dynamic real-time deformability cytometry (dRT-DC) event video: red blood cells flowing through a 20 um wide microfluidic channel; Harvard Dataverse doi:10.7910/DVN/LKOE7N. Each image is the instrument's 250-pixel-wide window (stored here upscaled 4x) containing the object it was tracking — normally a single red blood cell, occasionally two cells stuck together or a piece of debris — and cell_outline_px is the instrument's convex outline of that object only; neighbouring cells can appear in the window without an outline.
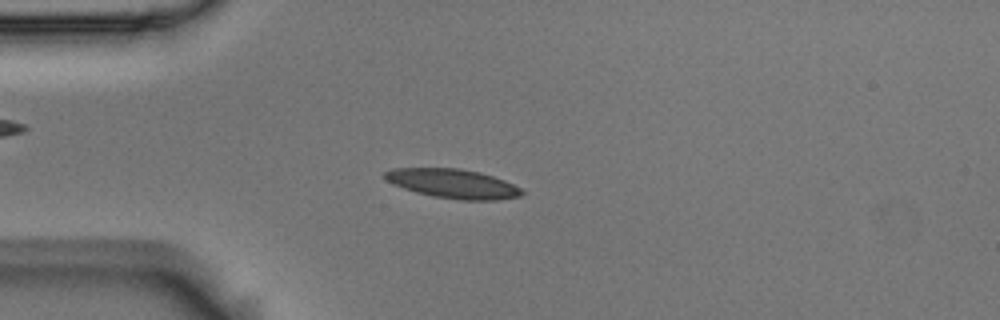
{"species": "Egyptian fruit bat (a non-hibernating species)", "species_latin": "Rousettus aegyptiacus", "temperature_condition": "room temperature", "stored_images_in_passage": 3, "camera_frame_rate_fps": 3000, "um_per_image_px": 0.085, "animal": {"sex": "male"}, "frame": {"image": 1, "passage_image": 3, "time_ms": 0.667, "image_size_px": [1000, 320], "cell_outline_px": [[524, 192], [520, 196], [496, 200], [460, 200], [432, 196], [416, 192], [392, 184], [384, 180], [384, 172], [392, 168], [460, 168], [480, 172], [504, 180], [520, 188]], "centroid_in_image_um": [38.46, 15.6], "position_along_channel_um": 46.5, "area_um2": 23.35}}